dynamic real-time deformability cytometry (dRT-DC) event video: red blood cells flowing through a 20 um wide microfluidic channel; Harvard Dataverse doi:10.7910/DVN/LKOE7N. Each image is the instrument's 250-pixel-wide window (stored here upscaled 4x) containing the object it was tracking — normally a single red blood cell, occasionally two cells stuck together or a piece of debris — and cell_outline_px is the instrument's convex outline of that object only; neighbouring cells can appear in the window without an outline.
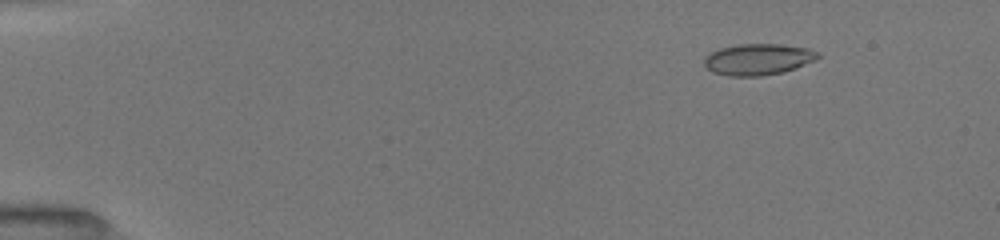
{"species": "common noctule bat (a hibernating species)", "species_latin": "Nyctalus noctula", "temperature_condition": "room temperature", "stored_images_in_passage": 52, "camera_frame_rate_fps": 3000, "um_per_image_px": 0.085, "animal": {"sex": "female", "body_mass_g": 19.5, "forearm_length_mm": 54.1}, "frame": {"image": 1, "passage_image": 7, "time_ms": 2.0, "image_size_px": [1000, 240], "cell_outline_px": [[820, 56], [816, 60], [796, 68], [784, 72], [760, 76], [728, 76], [712, 72], [704, 64], [704, 56], [720, 48], [740, 44], [780, 44], [808, 48], [816, 52]], "centroid_in_image_um": [64.43, 5.05], "position_along_channel_um": 20.6, "area_um2": 20.75}}
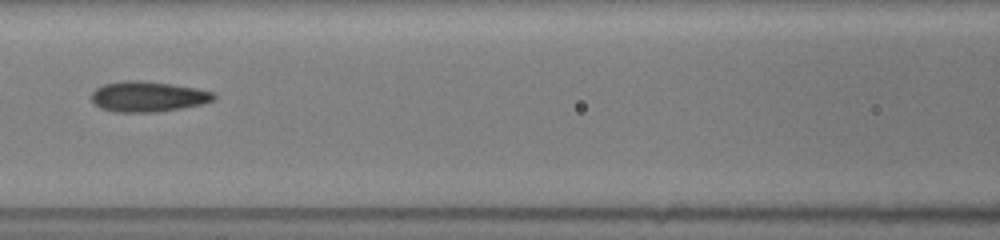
{"frame": {"image": 2, "passage_image": 25, "time_ms": 8.0, "image_size_px": [1000, 240], "cell_outline_px": [[216, 100], [200, 104], [180, 108], [156, 112], [116, 112], [100, 108], [92, 100], [92, 92], [96, 88], [104, 84], [124, 80], [140, 80], [172, 84], [196, 88], [212, 92], [216, 96]], "centroid_in_image_um": [12.57, 8.2], "position_along_channel_um": 154.0, "area_um2": 21.62}}
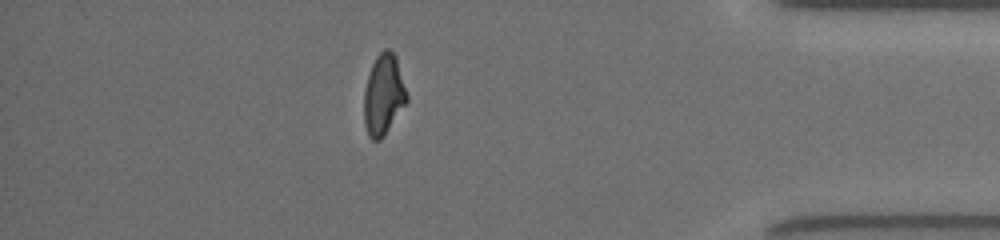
{"frame": {"image": 3, "passage_image": 46, "time_ms": 15.0, "image_size_px": [1000, 240], "cell_outline_px": [[408, 100], [384, 136], [380, 140], [372, 140], [368, 136], [364, 124], [364, 92], [368, 76], [372, 64], [376, 56], [384, 48], [388, 48], [396, 56], [408, 96]], "centroid_in_image_um": [32.6, 8.06], "position_along_channel_um": 402.6, "area_um2": 20.11}, "authors_computed_cell_mechanics": {"area_um2": 20.519, "velocity_mm_per_s": 4.0257, "shape_relaxation_time_tau1_ms": 11.3507, "shape_relaxation_time_tau2_ms": 2.5493, "deformation_change_tau1": 0.2507, "deformation_change_tau2": 0.0814}}